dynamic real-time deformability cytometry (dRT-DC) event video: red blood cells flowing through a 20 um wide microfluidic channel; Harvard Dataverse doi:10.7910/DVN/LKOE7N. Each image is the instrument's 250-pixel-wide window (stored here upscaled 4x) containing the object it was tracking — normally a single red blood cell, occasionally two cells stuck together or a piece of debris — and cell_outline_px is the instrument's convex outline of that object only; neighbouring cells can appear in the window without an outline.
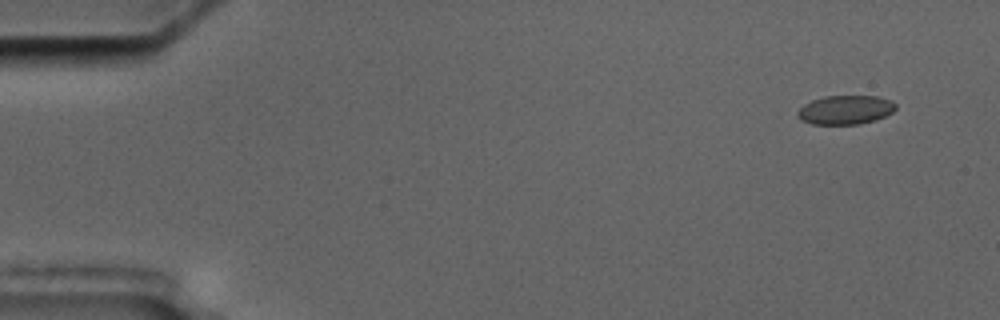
{"species": "common noctule bat (a hibernating species)", "species_latin": "Nyctalus noctula", "temperature_condition": "cold", "stored_images_in_passage": 4, "camera_frame_rate_fps": 3000, "um_per_image_px": 0.085, "animal": {"sex": "male", "body_mass_g": 17.5, "forearm_length_mm": 52.3}, "frame": {"image": 1, "passage_image": 1, "time_ms": 0.0, "image_size_px": [1000, 320], "cell_outline_px": [[896, 108], [892, 112], [876, 120], [860, 124], [812, 124], [800, 120], [796, 116], [796, 112], [804, 104], [812, 100], [824, 96], [876, 96], [892, 100], [896, 104]], "centroid_in_image_um": [71.84, 9.34], "position_along_channel_um": 13.2, "area_um2": 16.7}}